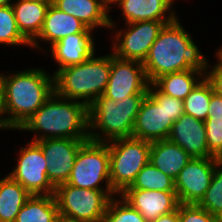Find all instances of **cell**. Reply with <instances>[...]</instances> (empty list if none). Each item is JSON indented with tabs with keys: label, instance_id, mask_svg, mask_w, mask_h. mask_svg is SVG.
Instances as JSON below:
<instances>
[{
	"label": "cell",
	"instance_id": "cell-1",
	"mask_svg": "<svg viewBox=\"0 0 222 222\" xmlns=\"http://www.w3.org/2000/svg\"><path fill=\"white\" fill-rule=\"evenodd\" d=\"M178 19L163 27L143 62L150 84L169 73L195 69L205 74L207 70L210 61Z\"/></svg>",
	"mask_w": 222,
	"mask_h": 222
},
{
	"label": "cell",
	"instance_id": "cell-2",
	"mask_svg": "<svg viewBox=\"0 0 222 222\" xmlns=\"http://www.w3.org/2000/svg\"><path fill=\"white\" fill-rule=\"evenodd\" d=\"M43 68L16 73H0L5 119L11 130H18L54 92V75Z\"/></svg>",
	"mask_w": 222,
	"mask_h": 222
},
{
	"label": "cell",
	"instance_id": "cell-3",
	"mask_svg": "<svg viewBox=\"0 0 222 222\" xmlns=\"http://www.w3.org/2000/svg\"><path fill=\"white\" fill-rule=\"evenodd\" d=\"M88 120L86 104L53 92L18 130L34 132V142L47 138L89 139Z\"/></svg>",
	"mask_w": 222,
	"mask_h": 222
},
{
	"label": "cell",
	"instance_id": "cell-4",
	"mask_svg": "<svg viewBox=\"0 0 222 222\" xmlns=\"http://www.w3.org/2000/svg\"><path fill=\"white\" fill-rule=\"evenodd\" d=\"M146 95L127 96L121 101L104 94L97 97L88 106L89 139L98 143H108L132 137L137 114Z\"/></svg>",
	"mask_w": 222,
	"mask_h": 222
},
{
	"label": "cell",
	"instance_id": "cell-5",
	"mask_svg": "<svg viewBox=\"0 0 222 222\" xmlns=\"http://www.w3.org/2000/svg\"><path fill=\"white\" fill-rule=\"evenodd\" d=\"M83 63L67 66L54 75V92L89 106L104 94L111 70V54L95 56ZM81 99V100H80Z\"/></svg>",
	"mask_w": 222,
	"mask_h": 222
},
{
	"label": "cell",
	"instance_id": "cell-6",
	"mask_svg": "<svg viewBox=\"0 0 222 222\" xmlns=\"http://www.w3.org/2000/svg\"><path fill=\"white\" fill-rule=\"evenodd\" d=\"M183 114V100L165 95L150 84L140 105L132 137L149 142L168 139L173 123Z\"/></svg>",
	"mask_w": 222,
	"mask_h": 222
},
{
	"label": "cell",
	"instance_id": "cell-7",
	"mask_svg": "<svg viewBox=\"0 0 222 222\" xmlns=\"http://www.w3.org/2000/svg\"><path fill=\"white\" fill-rule=\"evenodd\" d=\"M110 185L120 195L132 185L138 173L149 163L151 142L125 137L108 142Z\"/></svg>",
	"mask_w": 222,
	"mask_h": 222
},
{
	"label": "cell",
	"instance_id": "cell-8",
	"mask_svg": "<svg viewBox=\"0 0 222 222\" xmlns=\"http://www.w3.org/2000/svg\"><path fill=\"white\" fill-rule=\"evenodd\" d=\"M55 198L60 215L86 222H104L106 209L113 190L81 189L63 183L55 188Z\"/></svg>",
	"mask_w": 222,
	"mask_h": 222
},
{
	"label": "cell",
	"instance_id": "cell-9",
	"mask_svg": "<svg viewBox=\"0 0 222 222\" xmlns=\"http://www.w3.org/2000/svg\"><path fill=\"white\" fill-rule=\"evenodd\" d=\"M66 183L81 189L113 190L110 185L108 143L86 141L79 148ZM102 183L105 187H102Z\"/></svg>",
	"mask_w": 222,
	"mask_h": 222
},
{
	"label": "cell",
	"instance_id": "cell-10",
	"mask_svg": "<svg viewBox=\"0 0 222 222\" xmlns=\"http://www.w3.org/2000/svg\"><path fill=\"white\" fill-rule=\"evenodd\" d=\"M47 160L41 147L34 141L21 147L15 168L8 174L31 195L55 194V187L47 177Z\"/></svg>",
	"mask_w": 222,
	"mask_h": 222
},
{
	"label": "cell",
	"instance_id": "cell-11",
	"mask_svg": "<svg viewBox=\"0 0 222 222\" xmlns=\"http://www.w3.org/2000/svg\"><path fill=\"white\" fill-rule=\"evenodd\" d=\"M166 25L164 21H138L118 29L112 41L113 54L124 60L144 62L150 48Z\"/></svg>",
	"mask_w": 222,
	"mask_h": 222
},
{
	"label": "cell",
	"instance_id": "cell-12",
	"mask_svg": "<svg viewBox=\"0 0 222 222\" xmlns=\"http://www.w3.org/2000/svg\"><path fill=\"white\" fill-rule=\"evenodd\" d=\"M150 82L143 62L124 60L111 53V70L104 95L116 101L127 96L147 94Z\"/></svg>",
	"mask_w": 222,
	"mask_h": 222
},
{
	"label": "cell",
	"instance_id": "cell-13",
	"mask_svg": "<svg viewBox=\"0 0 222 222\" xmlns=\"http://www.w3.org/2000/svg\"><path fill=\"white\" fill-rule=\"evenodd\" d=\"M219 158H191L175 179L179 204H197L209 188Z\"/></svg>",
	"mask_w": 222,
	"mask_h": 222
},
{
	"label": "cell",
	"instance_id": "cell-14",
	"mask_svg": "<svg viewBox=\"0 0 222 222\" xmlns=\"http://www.w3.org/2000/svg\"><path fill=\"white\" fill-rule=\"evenodd\" d=\"M90 139L47 138L35 141L42 149L47 160V177L56 188L66 183L79 148Z\"/></svg>",
	"mask_w": 222,
	"mask_h": 222
},
{
	"label": "cell",
	"instance_id": "cell-15",
	"mask_svg": "<svg viewBox=\"0 0 222 222\" xmlns=\"http://www.w3.org/2000/svg\"><path fill=\"white\" fill-rule=\"evenodd\" d=\"M119 196L136 209L148 222L175 211L179 205L176 191L126 189Z\"/></svg>",
	"mask_w": 222,
	"mask_h": 222
},
{
	"label": "cell",
	"instance_id": "cell-16",
	"mask_svg": "<svg viewBox=\"0 0 222 222\" xmlns=\"http://www.w3.org/2000/svg\"><path fill=\"white\" fill-rule=\"evenodd\" d=\"M168 139L192 158L214 157L208 150L205 122L183 114L172 125Z\"/></svg>",
	"mask_w": 222,
	"mask_h": 222
},
{
	"label": "cell",
	"instance_id": "cell-17",
	"mask_svg": "<svg viewBox=\"0 0 222 222\" xmlns=\"http://www.w3.org/2000/svg\"><path fill=\"white\" fill-rule=\"evenodd\" d=\"M92 33H78L67 35L50 47L51 56L59 67L54 74L67 66L83 63L90 59L95 52V43Z\"/></svg>",
	"mask_w": 222,
	"mask_h": 222
},
{
	"label": "cell",
	"instance_id": "cell-18",
	"mask_svg": "<svg viewBox=\"0 0 222 222\" xmlns=\"http://www.w3.org/2000/svg\"><path fill=\"white\" fill-rule=\"evenodd\" d=\"M84 23L76 17L60 11L53 4L49 6L42 30L38 37L31 43L32 49H38V41L50 43V47L57 41L71 34L92 33Z\"/></svg>",
	"mask_w": 222,
	"mask_h": 222
},
{
	"label": "cell",
	"instance_id": "cell-19",
	"mask_svg": "<svg viewBox=\"0 0 222 222\" xmlns=\"http://www.w3.org/2000/svg\"><path fill=\"white\" fill-rule=\"evenodd\" d=\"M173 2L174 0H120L116 5L121 8L124 24L138 21H164L169 24L178 17L172 8Z\"/></svg>",
	"mask_w": 222,
	"mask_h": 222
},
{
	"label": "cell",
	"instance_id": "cell-20",
	"mask_svg": "<svg viewBox=\"0 0 222 222\" xmlns=\"http://www.w3.org/2000/svg\"><path fill=\"white\" fill-rule=\"evenodd\" d=\"M53 5L79 19L92 31L96 28H117L109 15L110 12L100 0H54Z\"/></svg>",
	"mask_w": 222,
	"mask_h": 222
},
{
	"label": "cell",
	"instance_id": "cell-21",
	"mask_svg": "<svg viewBox=\"0 0 222 222\" xmlns=\"http://www.w3.org/2000/svg\"><path fill=\"white\" fill-rule=\"evenodd\" d=\"M192 157L169 139L151 142L149 162L174 180Z\"/></svg>",
	"mask_w": 222,
	"mask_h": 222
},
{
	"label": "cell",
	"instance_id": "cell-22",
	"mask_svg": "<svg viewBox=\"0 0 222 222\" xmlns=\"http://www.w3.org/2000/svg\"><path fill=\"white\" fill-rule=\"evenodd\" d=\"M15 1H13L12 7L18 30L31 44L42 30L44 19L50 5L30 0Z\"/></svg>",
	"mask_w": 222,
	"mask_h": 222
},
{
	"label": "cell",
	"instance_id": "cell-23",
	"mask_svg": "<svg viewBox=\"0 0 222 222\" xmlns=\"http://www.w3.org/2000/svg\"><path fill=\"white\" fill-rule=\"evenodd\" d=\"M205 77L195 69L162 75L152 84L163 94L184 100L195 86Z\"/></svg>",
	"mask_w": 222,
	"mask_h": 222
},
{
	"label": "cell",
	"instance_id": "cell-24",
	"mask_svg": "<svg viewBox=\"0 0 222 222\" xmlns=\"http://www.w3.org/2000/svg\"><path fill=\"white\" fill-rule=\"evenodd\" d=\"M31 194L8 174L0 179V222H15Z\"/></svg>",
	"mask_w": 222,
	"mask_h": 222
},
{
	"label": "cell",
	"instance_id": "cell-25",
	"mask_svg": "<svg viewBox=\"0 0 222 222\" xmlns=\"http://www.w3.org/2000/svg\"><path fill=\"white\" fill-rule=\"evenodd\" d=\"M59 215L55 195H31L17 214L15 222H56Z\"/></svg>",
	"mask_w": 222,
	"mask_h": 222
},
{
	"label": "cell",
	"instance_id": "cell-26",
	"mask_svg": "<svg viewBox=\"0 0 222 222\" xmlns=\"http://www.w3.org/2000/svg\"><path fill=\"white\" fill-rule=\"evenodd\" d=\"M212 93L213 89L204 77L183 100L184 113L205 121L208 118Z\"/></svg>",
	"mask_w": 222,
	"mask_h": 222
},
{
	"label": "cell",
	"instance_id": "cell-27",
	"mask_svg": "<svg viewBox=\"0 0 222 222\" xmlns=\"http://www.w3.org/2000/svg\"><path fill=\"white\" fill-rule=\"evenodd\" d=\"M127 189L176 191L175 180L161 172L150 162L142 168L132 185Z\"/></svg>",
	"mask_w": 222,
	"mask_h": 222
},
{
	"label": "cell",
	"instance_id": "cell-28",
	"mask_svg": "<svg viewBox=\"0 0 222 222\" xmlns=\"http://www.w3.org/2000/svg\"><path fill=\"white\" fill-rule=\"evenodd\" d=\"M197 205L211 215L222 216V160H217L209 188Z\"/></svg>",
	"mask_w": 222,
	"mask_h": 222
},
{
	"label": "cell",
	"instance_id": "cell-29",
	"mask_svg": "<svg viewBox=\"0 0 222 222\" xmlns=\"http://www.w3.org/2000/svg\"><path fill=\"white\" fill-rule=\"evenodd\" d=\"M8 46L31 44L19 32L12 5L0 6V45Z\"/></svg>",
	"mask_w": 222,
	"mask_h": 222
},
{
	"label": "cell",
	"instance_id": "cell-30",
	"mask_svg": "<svg viewBox=\"0 0 222 222\" xmlns=\"http://www.w3.org/2000/svg\"><path fill=\"white\" fill-rule=\"evenodd\" d=\"M104 222H148L121 196L112 197L108 203Z\"/></svg>",
	"mask_w": 222,
	"mask_h": 222
},
{
	"label": "cell",
	"instance_id": "cell-31",
	"mask_svg": "<svg viewBox=\"0 0 222 222\" xmlns=\"http://www.w3.org/2000/svg\"><path fill=\"white\" fill-rule=\"evenodd\" d=\"M206 140L209 152L217 158L222 156V119H206Z\"/></svg>",
	"mask_w": 222,
	"mask_h": 222
},
{
	"label": "cell",
	"instance_id": "cell-32",
	"mask_svg": "<svg viewBox=\"0 0 222 222\" xmlns=\"http://www.w3.org/2000/svg\"><path fill=\"white\" fill-rule=\"evenodd\" d=\"M179 222H221L220 217L211 215L197 204L178 205Z\"/></svg>",
	"mask_w": 222,
	"mask_h": 222
},
{
	"label": "cell",
	"instance_id": "cell-33",
	"mask_svg": "<svg viewBox=\"0 0 222 222\" xmlns=\"http://www.w3.org/2000/svg\"><path fill=\"white\" fill-rule=\"evenodd\" d=\"M209 67L210 66L208 65L205 72V78L210 83L213 92L222 96V62L217 60L216 64L211 66L212 68Z\"/></svg>",
	"mask_w": 222,
	"mask_h": 222
},
{
	"label": "cell",
	"instance_id": "cell-34",
	"mask_svg": "<svg viewBox=\"0 0 222 222\" xmlns=\"http://www.w3.org/2000/svg\"><path fill=\"white\" fill-rule=\"evenodd\" d=\"M207 119H222V96L212 93Z\"/></svg>",
	"mask_w": 222,
	"mask_h": 222
},
{
	"label": "cell",
	"instance_id": "cell-35",
	"mask_svg": "<svg viewBox=\"0 0 222 222\" xmlns=\"http://www.w3.org/2000/svg\"><path fill=\"white\" fill-rule=\"evenodd\" d=\"M4 108H3V87L0 81V130L11 129L5 119Z\"/></svg>",
	"mask_w": 222,
	"mask_h": 222
},
{
	"label": "cell",
	"instance_id": "cell-36",
	"mask_svg": "<svg viewBox=\"0 0 222 222\" xmlns=\"http://www.w3.org/2000/svg\"><path fill=\"white\" fill-rule=\"evenodd\" d=\"M150 222H179L178 208L175 211L161 215Z\"/></svg>",
	"mask_w": 222,
	"mask_h": 222
},
{
	"label": "cell",
	"instance_id": "cell-37",
	"mask_svg": "<svg viewBox=\"0 0 222 222\" xmlns=\"http://www.w3.org/2000/svg\"><path fill=\"white\" fill-rule=\"evenodd\" d=\"M56 222H86V221L77 220V219L70 218V217L59 214Z\"/></svg>",
	"mask_w": 222,
	"mask_h": 222
},
{
	"label": "cell",
	"instance_id": "cell-38",
	"mask_svg": "<svg viewBox=\"0 0 222 222\" xmlns=\"http://www.w3.org/2000/svg\"><path fill=\"white\" fill-rule=\"evenodd\" d=\"M101 3L108 9V11L110 12L112 5L114 6L115 4H117L120 0H100Z\"/></svg>",
	"mask_w": 222,
	"mask_h": 222
},
{
	"label": "cell",
	"instance_id": "cell-39",
	"mask_svg": "<svg viewBox=\"0 0 222 222\" xmlns=\"http://www.w3.org/2000/svg\"><path fill=\"white\" fill-rule=\"evenodd\" d=\"M13 0H0V6H10Z\"/></svg>",
	"mask_w": 222,
	"mask_h": 222
},
{
	"label": "cell",
	"instance_id": "cell-40",
	"mask_svg": "<svg viewBox=\"0 0 222 222\" xmlns=\"http://www.w3.org/2000/svg\"><path fill=\"white\" fill-rule=\"evenodd\" d=\"M218 51H216V59L218 58V61L222 62V46L220 48L217 49Z\"/></svg>",
	"mask_w": 222,
	"mask_h": 222
},
{
	"label": "cell",
	"instance_id": "cell-41",
	"mask_svg": "<svg viewBox=\"0 0 222 222\" xmlns=\"http://www.w3.org/2000/svg\"><path fill=\"white\" fill-rule=\"evenodd\" d=\"M30 1H36L41 3H46L48 5H52L54 3V0H30Z\"/></svg>",
	"mask_w": 222,
	"mask_h": 222
}]
</instances>
